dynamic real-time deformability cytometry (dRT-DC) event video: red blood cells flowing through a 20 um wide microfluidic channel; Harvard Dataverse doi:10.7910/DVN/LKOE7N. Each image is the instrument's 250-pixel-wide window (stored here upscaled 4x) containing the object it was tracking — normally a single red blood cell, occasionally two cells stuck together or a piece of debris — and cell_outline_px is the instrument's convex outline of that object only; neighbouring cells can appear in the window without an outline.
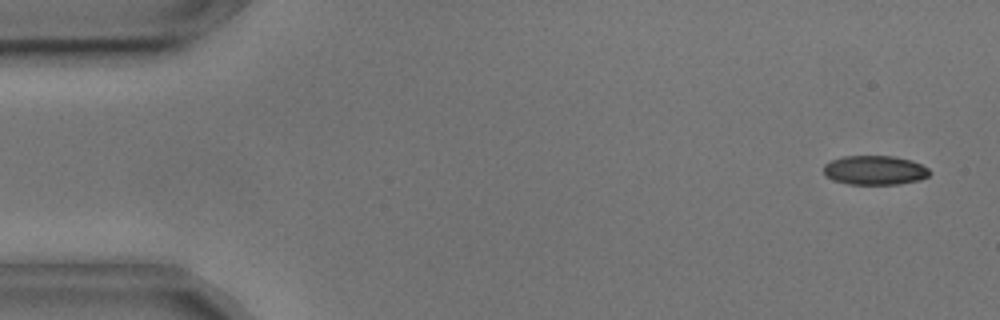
{"species": "common noctule bat (a hibernating species)", "species_latin": "Nyctalus noctula", "temperature_condition": "cold", "stored_images_in_passage": 55, "camera_frame_rate_fps": 3000, "um_per_image_px": 0.085, "animal": {"sex": "male", "body_mass_g": 17.9, "forearm_length_mm": 54.2}, "frame": {"image": 1, "passage_image": 3, "time_ms": 0.667, "image_size_px": [1000, 320], "cell_outline_px": [[932, 172], [928, 176], [920, 180], [896, 184], [848, 184], [832, 180], [824, 176], [824, 164], [832, 160], [844, 156], [892, 156], [912, 160], [928, 168]], "centroid_in_image_um": [74.35, 14.47], "position_along_channel_um": 10.7, "area_um2": 18.15}}
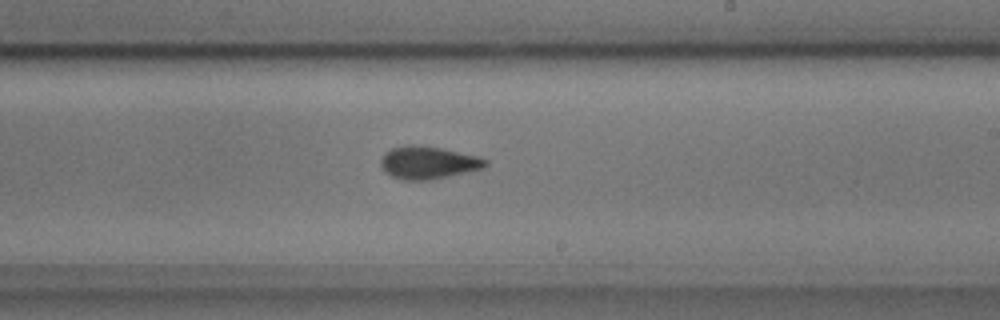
{"frame": {"image": 2, "passage_image": 32, "time_ms": 10.333, "image_size_px": [1000, 320], "cell_outline_px": [[488, 164], [484, 168], [448, 176], [428, 180], [404, 180], [392, 176], [384, 172], [380, 164], [380, 160], [384, 152], [392, 148], [408, 144], [412, 144], [440, 148], [480, 156], [488, 160]], "centroid_in_image_um": [36.38, 13.81], "position_along_channel_um": 252.6, "area_um2": 20.0}}
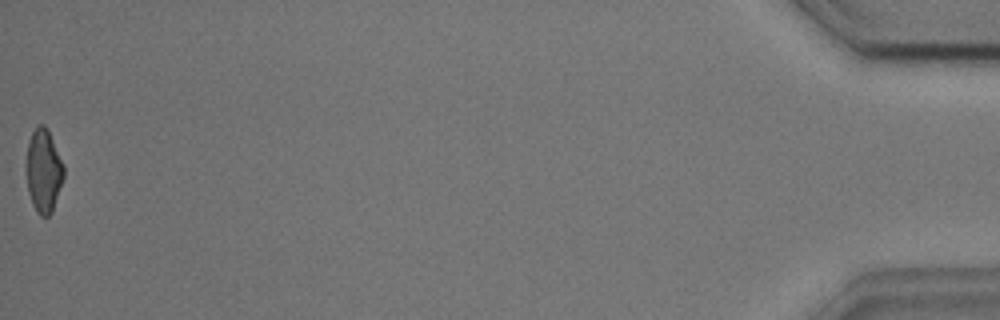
{"frame": {"image": 3, "passage_image": 55, "time_ms": 18.0, "image_size_px": [1000, 320], "cell_outline_px": [[64, 176], [52, 212], [48, 216], [40, 216], [36, 212], [32, 204], [28, 192], [24, 172], [24, 164], [28, 140], [36, 124], [44, 124], [48, 128], [64, 164]], "centroid_in_image_um": [3.66, 14.47], "position_along_channel_um": 431.5, "area_um2": 18.96}, "authors_computed_cell_mechanics": {"area_um2": 19.1896, "velocity_mm_per_s": 3.6516, "shape_relaxation_time_tau1_ms": 2.5654, "shape_relaxation_time_tau2_ms": 3.8673, "deformation_change_tau1": 0.1027, "deformation_change_tau2": 0.083}}